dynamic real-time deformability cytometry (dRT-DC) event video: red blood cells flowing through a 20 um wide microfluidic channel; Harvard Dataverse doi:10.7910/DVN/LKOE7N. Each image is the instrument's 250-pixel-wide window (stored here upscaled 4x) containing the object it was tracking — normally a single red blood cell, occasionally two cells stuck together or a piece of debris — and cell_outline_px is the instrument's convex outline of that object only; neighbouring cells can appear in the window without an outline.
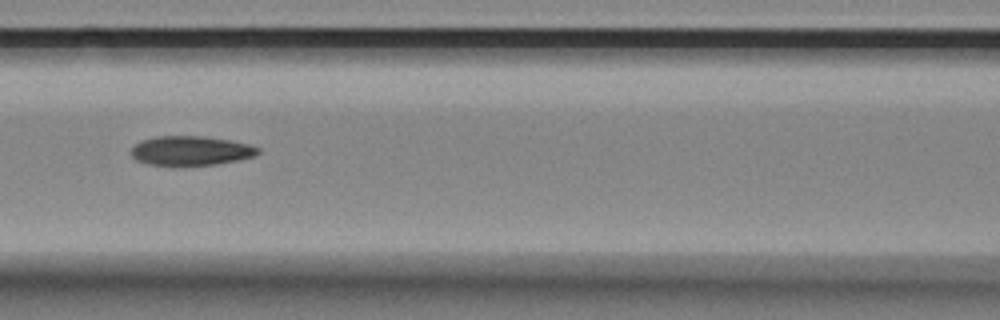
{"species": "Egyptian fruit bat (a non-hibernating species)", "species_latin": "Rousettus aegyptiacus", "temperature_condition": "room temperature", "stored_images_in_passage": 21, "camera_frame_rate_fps": 3000, "um_per_image_px": 0.085, "animal": {"sex": "female"}, "frame": {"image": 1, "passage_image": 10, "time_ms": 3.0, "image_size_px": [1000, 320], "cell_outline_px": [[260, 152], [256, 156], [216, 164], [148, 164], [136, 160], [132, 156], [132, 148], [140, 140], [156, 136], [200, 136], [228, 140], [248, 144], [260, 148]], "centroid_in_image_um": [16.23, 12.79], "position_along_channel_um": 150.4, "area_um2": 21.27}}
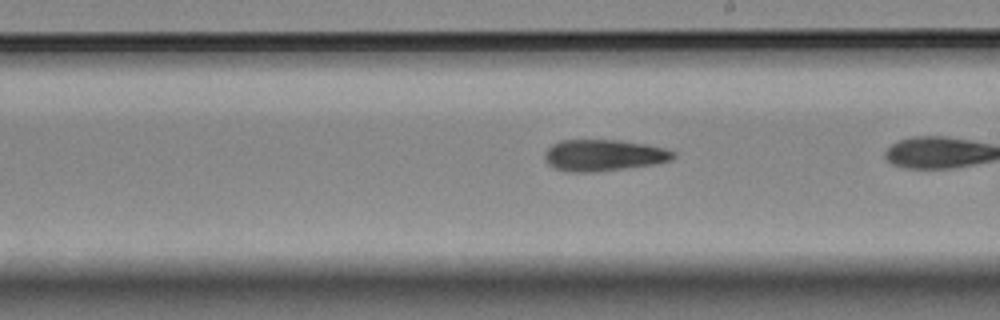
{"frame": {"image": 2, "passage_image": 15, "time_ms": 4.667, "image_size_px": [1000, 320], "cell_outline_px": [[676, 156], [672, 160], [656, 164], [596, 172], [568, 172], [556, 168], [548, 164], [544, 156], [544, 152], [552, 144], [560, 140], [620, 140], [648, 144], [664, 148], [676, 152]], "centroid_in_image_um": [51.34, 13.19], "position_along_channel_um": 237.7, "area_um2": 23.81}}